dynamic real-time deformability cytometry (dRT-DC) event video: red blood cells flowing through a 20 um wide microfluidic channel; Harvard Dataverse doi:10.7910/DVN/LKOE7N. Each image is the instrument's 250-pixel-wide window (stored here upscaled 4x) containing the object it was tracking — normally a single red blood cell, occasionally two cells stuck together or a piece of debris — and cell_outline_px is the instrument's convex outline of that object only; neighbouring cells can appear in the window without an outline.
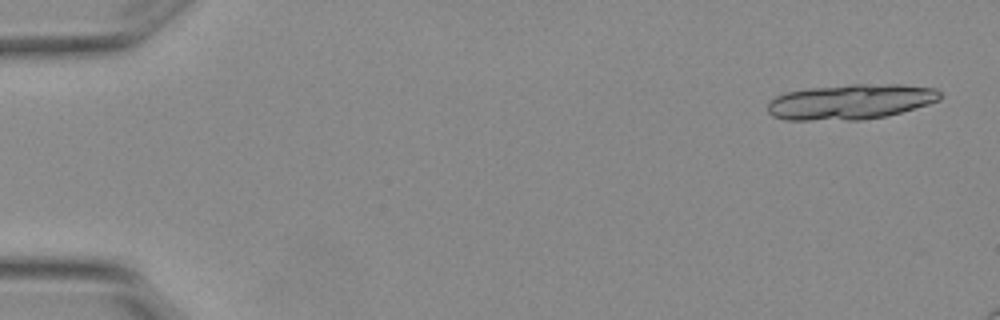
{"species": "Egyptian fruit bat (a non-hibernating species)", "species_latin": "Rousettus aegyptiacus", "temperature_condition": "warm", "stored_images_in_passage": 4, "camera_frame_rate_fps": 3000, "um_per_image_px": 0.085, "animal": {"sex": "female"}, "frame": {"image": 1, "passage_image": 1, "time_ms": 0.0, "image_size_px": [1000, 320], "cell_outline_px": [[940, 100], [928, 104], [888, 116], [860, 120], [788, 120], [772, 116], [768, 112], [768, 100], [784, 92], [804, 88], [848, 84], [904, 84], [936, 88], [940, 92]], "centroid_in_image_um": [72.28, 8.64], "position_along_channel_um": 12.7, "area_um2": 35.95}}